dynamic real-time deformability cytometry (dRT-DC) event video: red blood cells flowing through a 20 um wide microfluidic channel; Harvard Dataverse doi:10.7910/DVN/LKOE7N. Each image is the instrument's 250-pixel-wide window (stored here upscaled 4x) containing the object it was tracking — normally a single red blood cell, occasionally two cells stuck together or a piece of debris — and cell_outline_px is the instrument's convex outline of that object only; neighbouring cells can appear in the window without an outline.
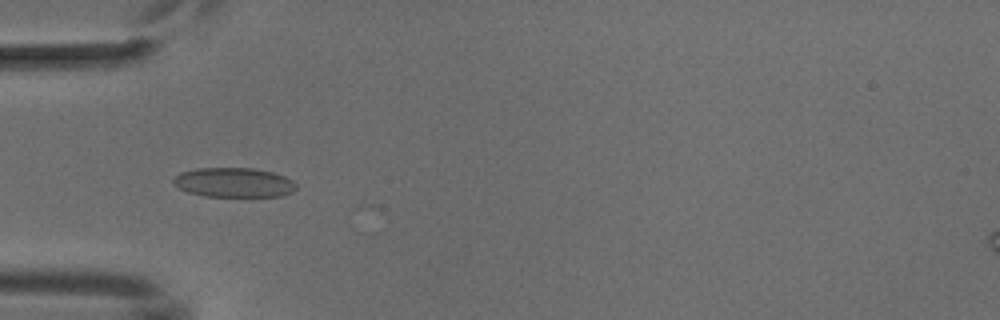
{"species": "common noctule bat (a hibernating species)", "species_latin": "Nyctalus noctula", "temperature_condition": "cold", "stored_images_in_passage": 7, "camera_frame_rate_fps": 3000, "um_per_image_px": 0.085, "animal": {"sex": "male", "body_mass_g": 18.8}, "frame": {"image": 1, "passage_image": 4, "time_ms": 3.667, "image_size_px": [1000, 320], "cell_outline_px": [[296, 188], [292, 192], [280, 196], [204, 196], [188, 192], [172, 184], [172, 180], [180, 172], [196, 168], [252, 168], [272, 172], [284, 176], [292, 180], [296, 184]], "centroid_in_image_um": [19.85, 15.51], "position_along_channel_um": 65.1, "area_um2": 21.1}}
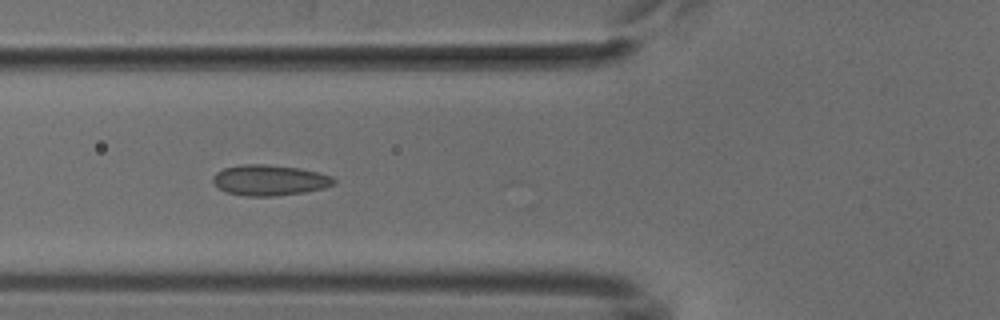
{"frame": {"image": 2, "passage_image": 5, "time_ms": 4.667, "image_size_px": [1000, 320], "cell_outline_px": [[336, 184], [324, 188], [304, 192], [272, 196], [244, 196], [228, 192], [220, 188], [212, 180], [212, 176], [216, 172], [224, 168], [240, 164], [264, 164], [300, 168], [320, 172], [332, 176], [336, 180]], "centroid_in_image_um": [22.94, 15.3], "position_along_channel_um": 102.9, "area_um2": 21.68}}
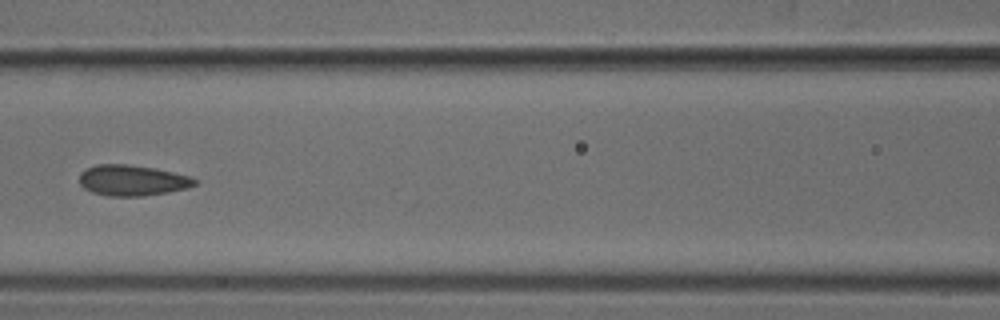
{"frame": {"image": 3, "passage_image": 6, "time_ms": 6.0, "image_size_px": [1000, 320], "cell_outline_px": [[196, 184], [188, 188], [168, 192], [144, 196], [108, 196], [92, 192], [84, 188], [80, 184], [80, 172], [96, 164], [128, 164], [156, 168], [188, 176], [196, 180]], "centroid_in_image_um": [11.23, 15.33], "position_along_channel_um": 155.4, "area_um2": 20.63}}